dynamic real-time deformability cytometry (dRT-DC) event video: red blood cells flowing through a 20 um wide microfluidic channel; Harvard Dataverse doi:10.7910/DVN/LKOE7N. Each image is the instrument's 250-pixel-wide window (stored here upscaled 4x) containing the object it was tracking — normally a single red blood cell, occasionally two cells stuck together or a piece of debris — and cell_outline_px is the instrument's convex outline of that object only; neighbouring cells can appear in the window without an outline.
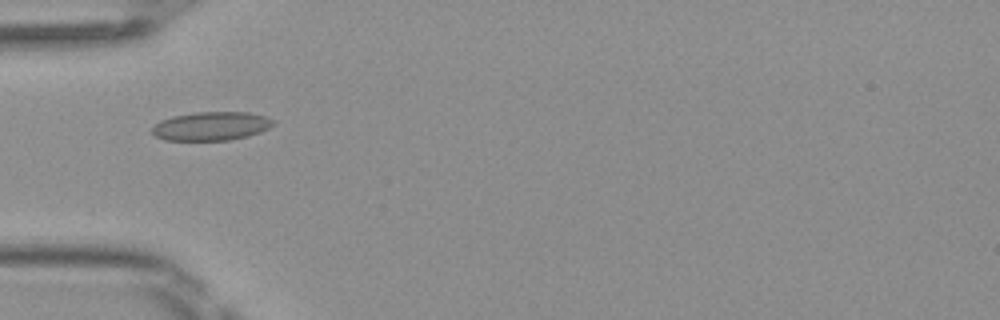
{"species": "Egyptian fruit bat (a non-hibernating species)", "species_latin": "Rousettus aegyptiacus", "temperature_condition": "room temperature", "stored_images_in_passage": 36, "camera_frame_rate_fps": 3000, "um_per_image_px": 0.085, "frame": {"image": 1, "passage_image": 2, "time_ms": 0.333, "image_size_px": [1000, 320], "cell_outline_px": [[276, 124], [260, 132], [248, 136], [228, 140], [164, 140], [156, 136], [152, 132], [152, 128], [160, 120], [172, 116], [196, 112], [248, 112], [264, 116], [276, 120]], "centroid_in_image_um": [17.98, 10.71], "position_along_channel_um": 67.0, "area_um2": 20.29}}
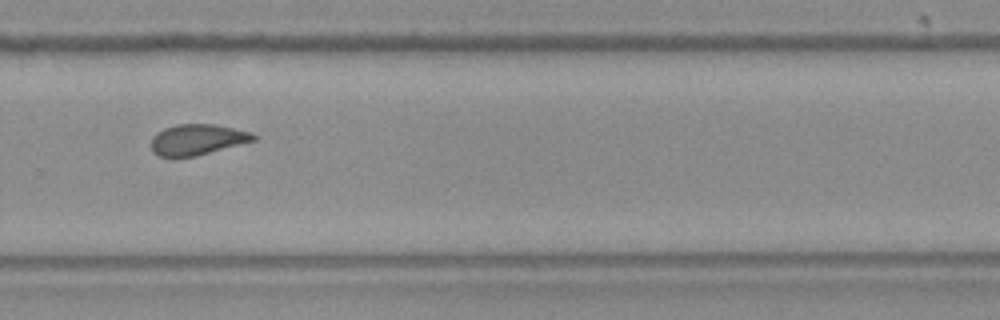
{"frame": {"image": 2, "passage_image": 20, "time_ms": 6.333, "image_size_px": [1000, 320], "cell_outline_px": [[256, 140], [196, 156], [160, 156], [152, 152], [152, 136], [156, 132], [164, 128], [180, 124], [216, 124], [252, 132], [256, 136]], "centroid_in_image_um": [16.78, 11.85], "position_along_channel_um": 313.0, "area_um2": 18.26}}
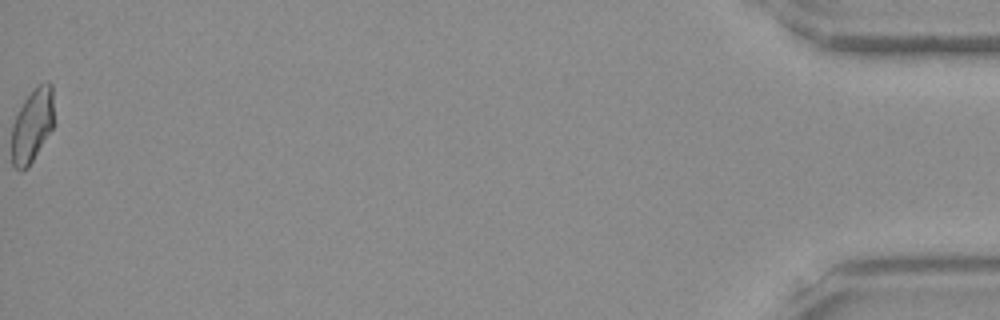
{"frame": {"image": 3, "passage_image": 36, "time_ms": 11.667, "image_size_px": [1000, 320], "cell_outline_px": [[52, 128], [28, 168], [20, 172], [12, 164], [12, 124], [24, 100], [32, 88], [48, 80], [52, 84]], "centroid_in_image_um": [2.71, 10.66], "position_along_channel_um": 432.5, "area_um2": 17.98}, "authors_computed_cell_mechanics": {"area_um2": 18.6983, "velocity_mm_per_s": 4.1029, "shape_relaxation_time_tau1_ms": null, "shape_relaxation_time_tau2_ms": 1.2911, "deformation_change_tau1": null, "deformation_change_tau2": 0.0541}}